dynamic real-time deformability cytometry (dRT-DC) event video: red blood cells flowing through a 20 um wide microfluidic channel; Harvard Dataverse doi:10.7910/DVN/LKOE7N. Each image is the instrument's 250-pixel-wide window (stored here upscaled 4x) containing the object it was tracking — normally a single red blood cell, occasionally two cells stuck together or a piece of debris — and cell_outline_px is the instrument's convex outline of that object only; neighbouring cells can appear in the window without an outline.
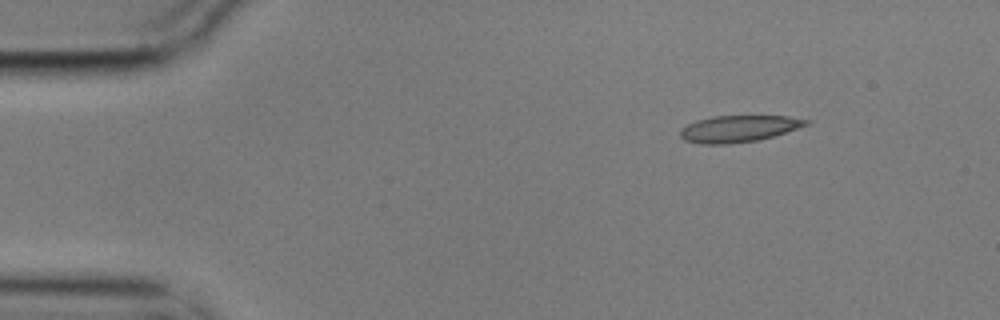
{"species": "common noctule bat (a hibernating species)", "species_latin": "Nyctalus noctula", "temperature_condition": "cold", "stored_images_in_passage": 6, "camera_frame_rate_fps": 3000, "um_per_image_px": 0.085, "animal": {"sex": "male", "body_mass_g": 17.9}, "frame": {"image": 1, "passage_image": 2, "time_ms": 0.333, "image_size_px": [1000, 320], "cell_outline_px": [[812, 120], [808, 124], [772, 136], [756, 140], [728, 144], [700, 144], [684, 140], [680, 136], [680, 128], [696, 120], [712, 116], [788, 116]], "centroid_in_image_um": [62.73, 10.93], "position_along_channel_um": 22.3, "area_um2": 19.42}}
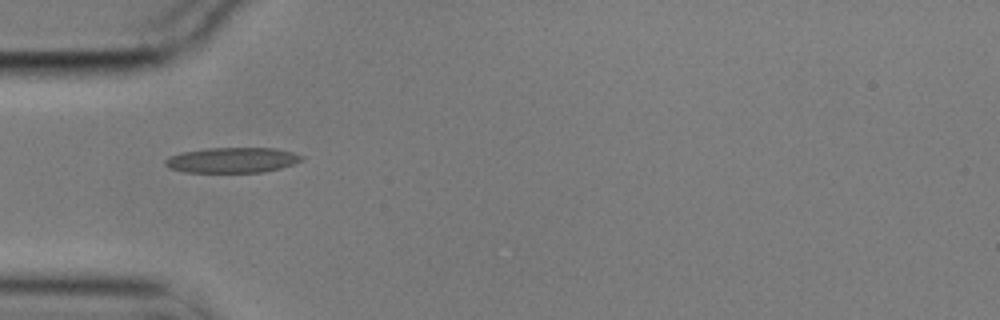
{"frame": {"image": 2, "passage_image": 5, "time_ms": 1.333, "image_size_px": [1000, 320], "cell_outline_px": [[304, 160], [280, 168], [264, 172], [184, 172], [168, 168], [164, 164], [164, 160], [168, 156], [184, 152], [208, 148], [276, 148], [292, 152], [304, 156]], "centroid_in_image_um": [19.73, 13.61], "position_along_channel_um": 65.3, "area_um2": 20.17}}
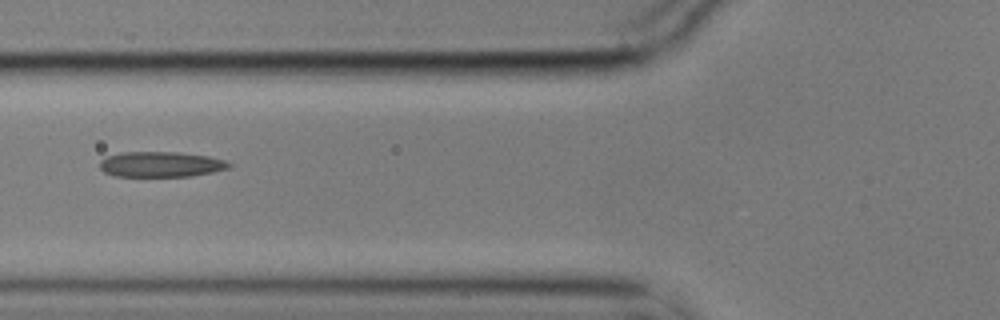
{"frame": {"image": 3, "passage_image": 6, "time_ms": 1.667, "image_size_px": [1000, 320], "cell_outline_px": [[232, 168], [192, 176], [116, 176], [104, 172], [100, 168], [100, 160], [108, 156], [124, 152], [176, 152], [208, 156], [224, 160], [232, 164]], "centroid_in_image_um": [13.7, 13.97], "position_along_channel_um": 112.1, "area_um2": 19.07}}